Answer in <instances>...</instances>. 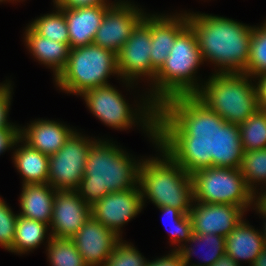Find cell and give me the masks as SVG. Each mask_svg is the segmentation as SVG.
<instances>
[{
  "label": "cell",
  "mask_w": 266,
  "mask_h": 266,
  "mask_svg": "<svg viewBox=\"0 0 266 266\" xmlns=\"http://www.w3.org/2000/svg\"><path fill=\"white\" fill-rule=\"evenodd\" d=\"M170 120L181 138L218 145L232 130L259 110L255 85L244 73H218Z\"/></svg>",
  "instance_id": "6da1fadb"
},
{
  "label": "cell",
  "mask_w": 266,
  "mask_h": 266,
  "mask_svg": "<svg viewBox=\"0 0 266 266\" xmlns=\"http://www.w3.org/2000/svg\"><path fill=\"white\" fill-rule=\"evenodd\" d=\"M112 73L118 74L116 54L92 43L70 49L67 64L55 82L61 90L81 96L89 89L109 84L107 78Z\"/></svg>",
  "instance_id": "52a82bcc"
},
{
  "label": "cell",
  "mask_w": 266,
  "mask_h": 266,
  "mask_svg": "<svg viewBox=\"0 0 266 266\" xmlns=\"http://www.w3.org/2000/svg\"><path fill=\"white\" fill-rule=\"evenodd\" d=\"M256 78H259L255 86L259 109L266 111V73L258 75Z\"/></svg>",
  "instance_id": "8d00e7d4"
},
{
  "label": "cell",
  "mask_w": 266,
  "mask_h": 266,
  "mask_svg": "<svg viewBox=\"0 0 266 266\" xmlns=\"http://www.w3.org/2000/svg\"><path fill=\"white\" fill-rule=\"evenodd\" d=\"M55 7L59 8H80L94 6L97 4H107L106 0H54Z\"/></svg>",
  "instance_id": "d590c367"
},
{
  "label": "cell",
  "mask_w": 266,
  "mask_h": 266,
  "mask_svg": "<svg viewBox=\"0 0 266 266\" xmlns=\"http://www.w3.org/2000/svg\"><path fill=\"white\" fill-rule=\"evenodd\" d=\"M17 217L18 215L0 198V246L8 251L12 250Z\"/></svg>",
  "instance_id": "1f68e13d"
},
{
  "label": "cell",
  "mask_w": 266,
  "mask_h": 266,
  "mask_svg": "<svg viewBox=\"0 0 266 266\" xmlns=\"http://www.w3.org/2000/svg\"><path fill=\"white\" fill-rule=\"evenodd\" d=\"M57 11L41 16L30 27L40 36L69 45L68 26L63 11L56 7Z\"/></svg>",
  "instance_id": "4316f807"
},
{
  "label": "cell",
  "mask_w": 266,
  "mask_h": 266,
  "mask_svg": "<svg viewBox=\"0 0 266 266\" xmlns=\"http://www.w3.org/2000/svg\"><path fill=\"white\" fill-rule=\"evenodd\" d=\"M158 208L162 211L163 215L171 218V222H173V228L170 227L172 231L169 229L172 244L183 241L187 242L193 233L192 221L189 214L182 213L179 209L169 206Z\"/></svg>",
  "instance_id": "f546056e"
},
{
  "label": "cell",
  "mask_w": 266,
  "mask_h": 266,
  "mask_svg": "<svg viewBox=\"0 0 266 266\" xmlns=\"http://www.w3.org/2000/svg\"><path fill=\"white\" fill-rule=\"evenodd\" d=\"M162 159L142 160L138 185L144 197L157 207H174L189 214L194 201L193 181L189 167V140L172 129L159 141Z\"/></svg>",
  "instance_id": "3957f363"
},
{
  "label": "cell",
  "mask_w": 266,
  "mask_h": 266,
  "mask_svg": "<svg viewBox=\"0 0 266 266\" xmlns=\"http://www.w3.org/2000/svg\"><path fill=\"white\" fill-rule=\"evenodd\" d=\"M20 196L22 217L50 226L56 189L48 183L23 184Z\"/></svg>",
  "instance_id": "ffe728a7"
},
{
  "label": "cell",
  "mask_w": 266,
  "mask_h": 266,
  "mask_svg": "<svg viewBox=\"0 0 266 266\" xmlns=\"http://www.w3.org/2000/svg\"><path fill=\"white\" fill-rule=\"evenodd\" d=\"M188 24L196 33L203 61L209 59L221 66L218 73L245 71L253 27L221 16L194 13H188Z\"/></svg>",
  "instance_id": "5b68a950"
},
{
  "label": "cell",
  "mask_w": 266,
  "mask_h": 266,
  "mask_svg": "<svg viewBox=\"0 0 266 266\" xmlns=\"http://www.w3.org/2000/svg\"><path fill=\"white\" fill-rule=\"evenodd\" d=\"M25 42L38 61L53 69L56 78L67 64L70 46L40 36L29 25L25 32Z\"/></svg>",
  "instance_id": "7402d4cb"
},
{
  "label": "cell",
  "mask_w": 266,
  "mask_h": 266,
  "mask_svg": "<svg viewBox=\"0 0 266 266\" xmlns=\"http://www.w3.org/2000/svg\"><path fill=\"white\" fill-rule=\"evenodd\" d=\"M148 261L131 246L120 240L109 257L105 260L103 266H147Z\"/></svg>",
  "instance_id": "4dcf8cb0"
},
{
  "label": "cell",
  "mask_w": 266,
  "mask_h": 266,
  "mask_svg": "<svg viewBox=\"0 0 266 266\" xmlns=\"http://www.w3.org/2000/svg\"><path fill=\"white\" fill-rule=\"evenodd\" d=\"M94 142L73 132L63 147L49 156L48 184L56 190H75L84 176L88 151Z\"/></svg>",
  "instance_id": "ba28073f"
},
{
  "label": "cell",
  "mask_w": 266,
  "mask_h": 266,
  "mask_svg": "<svg viewBox=\"0 0 266 266\" xmlns=\"http://www.w3.org/2000/svg\"><path fill=\"white\" fill-rule=\"evenodd\" d=\"M87 266H103L120 237L92 216L71 238Z\"/></svg>",
  "instance_id": "9a60e30c"
},
{
  "label": "cell",
  "mask_w": 266,
  "mask_h": 266,
  "mask_svg": "<svg viewBox=\"0 0 266 266\" xmlns=\"http://www.w3.org/2000/svg\"><path fill=\"white\" fill-rule=\"evenodd\" d=\"M147 266H185V263L182 261L180 253L177 250L171 252L162 258L157 260L148 261Z\"/></svg>",
  "instance_id": "e575fe53"
},
{
  "label": "cell",
  "mask_w": 266,
  "mask_h": 266,
  "mask_svg": "<svg viewBox=\"0 0 266 266\" xmlns=\"http://www.w3.org/2000/svg\"><path fill=\"white\" fill-rule=\"evenodd\" d=\"M187 242L192 243H199V244H205V246H209L208 248V254L206 257H202L204 261V264L195 265L192 266H211L215 261H217L222 255L225 254V237L221 235L206 233L203 235H198L196 233H192V236ZM204 246V245H203ZM196 247V246H195ZM180 253V256L182 258V261L185 263V266H189V260L191 259L192 253L194 254L193 247H186L185 245H179L178 248H176ZM206 258V259H205ZM191 266V265H190Z\"/></svg>",
  "instance_id": "484cf974"
},
{
  "label": "cell",
  "mask_w": 266,
  "mask_h": 266,
  "mask_svg": "<svg viewBox=\"0 0 266 266\" xmlns=\"http://www.w3.org/2000/svg\"><path fill=\"white\" fill-rule=\"evenodd\" d=\"M265 246L262 231L258 232L244 220L225 237V254L238 264L239 260L252 264Z\"/></svg>",
  "instance_id": "44dd1931"
},
{
  "label": "cell",
  "mask_w": 266,
  "mask_h": 266,
  "mask_svg": "<svg viewBox=\"0 0 266 266\" xmlns=\"http://www.w3.org/2000/svg\"><path fill=\"white\" fill-rule=\"evenodd\" d=\"M149 16L146 15L136 26L132 35L116 54L118 76L125 79L129 85L141 76L152 78L153 82L155 79L157 71L152 67L150 58L152 47Z\"/></svg>",
  "instance_id": "9c48e42d"
},
{
  "label": "cell",
  "mask_w": 266,
  "mask_h": 266,
  "mask_svg": "<svg viewBox=\"0 0 266 266\" xmlns=\"http://www.w3.org/2000/svg\"><path fill=\"white\" fill-rule=\"evenodd\" d=\"M23 146L14 152V164L23 176V184L48 183L49 156L32 148L22 139Z\"/></svg>",
  "instance_id": "603a6c76"
},
{
  "label": "cell",
  "mask_w": 266,
  "mask_h": 266,
  "mask_svg": "<svg viewBox=\"0 0 266 266\" xmlns=\"http://www.w3.org/2000/svg\"><path fill=\"white\" fill-rule=\"evenodd\" d=\"M48 224L18 215L12 250L17 254L27 253L43 243Z\"/></svg>",
  "instance_id": "cb8c5ba5"
},
{
  "label": "cell",
  "mask_w": 266,
  "mask_h": 266,
  "mask_svg": "<svg viewBox=\"0 0 266 266\" xmlns=\"http://www.w3.org/2000/svg\"><path fill=\"white\" fill-rule=\"evenodd\" d=\"M132 159L116 145L95 140L88 151L84 176L75 191L92 206L108 193L134 188L138 185L141 162L136 164Z\"/></svg>",
  "instance_id": "8992f818"
},
{
  "label": "cell",
  "mask_w": 266,
  "mask_h": 266,
  "mask_svg": "<svg viewBox=\"0 0 266 266\" xmlns=\"http://www.w3.org/2000/svg\"><path fill=\"white\" fill-rule=\"evenodd\" d=\"M10 86V83H5L0 87V128H18V126L7 122L12 93Z\"/></svg>",
  "instance_id": "d6a6232c"
},
{
  "label": "cell",
  "mask_w": 266,
  "mask_h": 266,
  "mask_svg": "<svg viewBox=\"0 0 266 266\" xmlns=\"http://www.w3.org/2000/svg\"><path fill=\"white\" fill-rule=\"evenodd\" d=\"M91 217V206L75 190H57L54 197L50 237L71 239Z\"/></svg>",
  "instance_id": "4fadbf2b"
},
{
  "label": "cell",
  "mask_w": 266,
  "mask_h": 266,
  "mask_svg": "<svg viewBox=\"0 0 266 266\" xmlns=\"http://www.w3.org/2000/svg\"><path fill=\"white\" fill-rule=\"evenodd\" d=\"M254 205H256L255 209H257V211L259 213H261L264 217H266V210L257 201L254 202ZM263 232H264V234H263ZM263 232H262V237H263L264 242L266 244V222H265V229L263 230Z\"/></svg>",
  "instance_id": "ab89813d"
},
{
  "label": "cell",
  "mask_w": 266,
  "mask_h": 266,
  "mask_svg": "<svg viewBox=\"0 0 266 266\" xmlns=\"http://www.w3.org/2000/svg\"><path fill=\"white\" fill-rule=\"evenodd\" d=\"M234 159L241 169L248 188L256 195L254 183L262 181L266 183V148L242 151Z\"/></svg>",
  "instance_id": "d4e9b609"
},
{
  "label": "cell",
  "mask_w": 266,
  "mask_h": 266,
  "mask_svg": "<svg viewBox=\"0 0 266 266\" xmlns=\"http://www.w3.org/2000/svg\"><path fill=\"white\" fill-rule=\"evenodd\" d=\"M143 207L140 186L108 193L91 206V216L119 237L120 228L138 215Z\"/></svg>",
  "instance_id": "8fae6325"
},
{
  "label": "cell",
  "mask_w": 266,
  "mask_h": 266,
  "mask_svg": "<svg viewBox=\"0 0 266 266\" xmlns=\"http://www.w3.org/2000/svg\"><path fill=\"white\" fill-rule=\"evenodd\" d=\"M196 202H198L196 204ZM192 204L189 216L192 221L193 233H206L226 237L242 221L244 208L219 203H202L195 201Z\"/></svg>",
  "instance_id": "5bb4252c"
},
{
  "label": "cell",
  "mask_w": 266,
  "mask_h": 266,
  "mask_svg": "<svg viewBox=\"0 0 266 266\" xmlns=\"http://www.w3.org/2000/svg\"><path fill=\"white\" fill-rule=\"evenodd\" d=\"M48 257L52 266H87L72 239L48 238Z\"/></svg>",
  "instance_id": "83f0119b"
},
{
  "label": "cell",
  "mask_w": 266,
  "mask_h": 266,
  "mask_svg": "<svg viewBox=\"0 0 266 266\" xmlns=\"http://www.w3.org/2000/svg\"><path fill=\"white\" fill-rule=\"evenodd\" d=\"M260 195L258 198L256 197V201L266 210V191L263 194L261 192Z\"/></svg>",
  "instance_id": "60d3db41"
},
{
  "label": "cell",
  "mask_w": 266,
  "mask_h": 266,
  "mask_svg": "<svg viewBox=\"0 0 266 266\" xmlns=\"http://www.w3.org/2000/svg\"><path fill=\"white\" fill-rule=\"evenodd\" d=\"M189 167L194 201L229 204L244 208L256 200L236 160L218 145L189 141Z\"/></svg>",
  "instance_id": "277c9868"
},
{
  "label": "cell",
  "mask_w": 266,
  "mask_h": 266,
  "mask_svg": "<svg viewBox=\"0 0 266 266\" xmlns=\"http://www.w3.org/2000/svg\"><path fill=\"white\" fill-rule=\"evenodd\" d=\"M134 6L127 1L112 4L105 13L93 43L117 54L146 16V13Z\"/></svg>",
  "instance_id": "30bf717a"
},
{
  "label": "cell",
  "mask_w": 266,
  "mask_h": 266,
  "mask_svg": "<svg viewBox=\"0 0 266 266\" xmlns=\"http://www.w3.org/2000/svg\"><path fill=\"white\" fill-rule=\"evenodd\" d=\"M111 6L108 3L80 8H60L67 22L70 48L93 43L105 13Z\"/></svg>",
  "instance_id": "e0dca14e"
},
{
  "label": "cell",
  "mask_w": 266,
  "mask_h": 266,
  "mask_svg": "<svg viewBox=\"0 0 266 266\" xmlns=\"http://www.w3.org/2000/svg\"><path fill=\"white\" fill-rule=\"evenodd\" d=\"M21 142L19 128H0V154Z\"/></svg>",
  "instance_id": "836d02e7"
},
{
  "label": "cell",
  "mask_w": 266,
  "mask_h": 266,
  "mask_svg": "<svg viewBox=\"0 0 266 266\" xmlns=\"http://www.w3.org/2000/svg\"><path fill=\"white\" fill-rule=\"evenodd\" d=\"M218 146L230 157L266 148V111L258 110L232 130Z\"/></svg>",
  "instance_id": "2e32d148"
},
{
  "label": "cell",
  "mask_w": 266,
  "mask_h": 266,
  "mask_svg": "<svg viewBox=\"0 0 266 266\" xmlns=\"http://www.w3.org/2000/svg\"><path fill=\"white\" fill-rule=\"evenodd\" d=\"M81 96L91 113L112 128L127 129L137 122L136 113L130 109L122 94L110 84L89 89Z\"/></svg>",
  "instance_id": "7c38bea8"
},
{
  "label": "cell",
  "mask_w": 266,
  "mask_h": 266,
  "mask_svg": "<svg viewBox=\"0 0 266 266\" xmlns=\"http://www.w3.org/2000/svg\"><path fill=\"white\" fill-rule=\"evenodd\" d=\"M244 74L250 77L266 73V22L254 27L250 39V55Z\"/></svg>",
  "instance_id": "f1b7e54d"
},
{
  "label": "cell",
  "mask_w": 266,
  "mask_h": 266,
  "mask_svg": "<svg viewBox=\"0 0 266 266\" xmlns=\"http://www.w3.org/2000/svg\"><path fill=\"white\" fill-rule=\"evenodd\" d=\"M188 25V14L150 16L151 65L158 71L169 56L176 36Z\"/></svg>",
  "instance_id": "ac0fdd59"
},
{
  "label": "cell",
  "mask_w": 266,
  "mask_h": 266,
  "mask_svg": "<svg viewBox=\"0 0 266 266\" xmlns=\"http://www.w3.org/2000/svg\"><path fill=\"white\" fill-rule=\"evenodd\" d=\"M74 131L56 121L38 120L20 129V138L41 153L51 156L58 152Z\"/></svg>",
  "instance_id": "d6986e66"
},
{
  "label": "cell",
  "mask_w": 266,
  "mask_h": 266,
  "mask_svg": "<svg viewBox=\"0 0 266 266\" xmlns=\"http://www.w3.org/2000/svg\"><path fill=\"white\" fill-rule=\"evenodd\" d=\"M202 62L196 33L188 24L176 36L169 56L155 74L153 93L141 106L139 116L143 117L138 119L156 145L171 129L170 120L201 89L194 75Z\"/></svg>",
  "instance_id": "7a4b0ae2"
},
{
  "label": "cell",
  "mask_w": 266,
  "mask_h": 266,
  "mask_svg": "<svg viewBox=\"0 0 266 266\" xmlns=\"http://www.w3.org/2000/svg\"><path fill=\"white\" fill-rule=\"evenodd\" d=\"M211 266H240V264H238L230 256L224 254L217 261H215Z\"/></svg>",
  "instance_id": "74e56055"
},
{
  "label": "cell",
  "mask_w": 266,
  "mask_h": 266,
  "mask_svg": "<svg viewBox=\"0 0 266 266\" xmlns=\"http://www.w3.org/2000/svg\"><path fill=\"white\" fill-rule=\"evenodd\" d=\"M250 266H266V246Z\"/></svg>",
  "instance_id": "f35d334b"
}]
</instances>
